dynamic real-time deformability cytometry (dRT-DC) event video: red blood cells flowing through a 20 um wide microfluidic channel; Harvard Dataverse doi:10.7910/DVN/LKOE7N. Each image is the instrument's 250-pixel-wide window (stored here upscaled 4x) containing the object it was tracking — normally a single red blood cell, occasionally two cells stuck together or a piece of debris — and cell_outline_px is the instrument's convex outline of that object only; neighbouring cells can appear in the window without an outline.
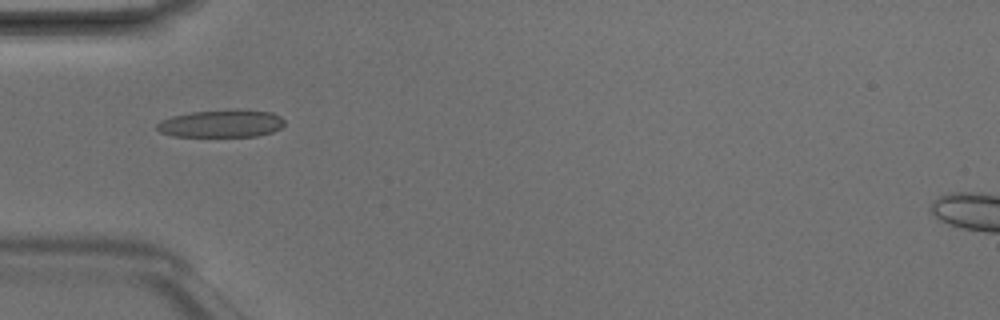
{"species": "Egyptian fruit bat (a non-hibernating species)", "species_latin": "Rousettus aegyptiacus", "temperature_condition": "room temperature", "stored_images_in_passage": 2, "camera_frame_rate_fps": 3000, "um_per_image_px": 0.085, "animal": {"sex": "male"}, "frame": {"image": 1, "passage_image": 1, "time_ms": 0.0, "image_size_px": [1000, 320], "cell_outline_px": [[284, 124], [280, 128], [272, 132], [256, 136], [172, 136], [160, 132], [156, 128], [156, 124], [160, 120], [172, 116], [192, 112], [272, 112], [280, 116], [284, 120]], "centroid_in_image_um": [18.76, 10.55], "position_along_channel_um": 66.2, "area_um2": 19.59}}